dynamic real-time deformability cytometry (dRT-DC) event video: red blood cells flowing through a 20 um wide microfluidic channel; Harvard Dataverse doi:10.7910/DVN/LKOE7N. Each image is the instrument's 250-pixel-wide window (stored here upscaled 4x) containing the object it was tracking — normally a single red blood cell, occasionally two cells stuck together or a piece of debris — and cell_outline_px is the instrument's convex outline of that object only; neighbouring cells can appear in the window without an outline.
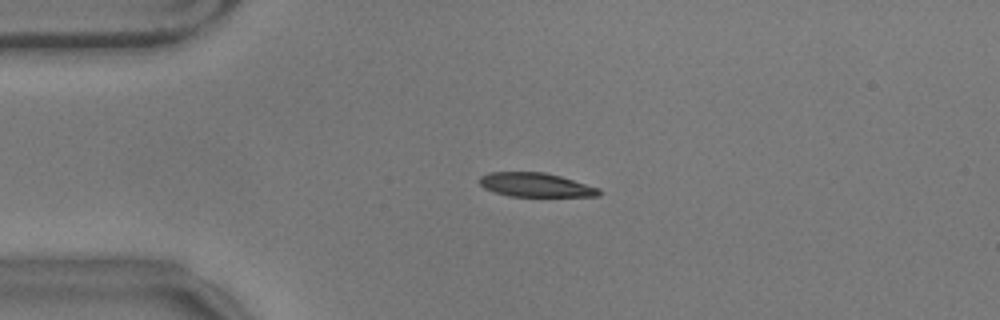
{"species": "common noctule bat (a hibernating species)", "species_latin": "Nyctalus noctula", "temperature_condition": "warm", "stored_images_in_passage": 57, "camera_frame_rate_fps": 3000, "um_per_image_px": 0.085, "animal": {"sex": "male", "body_mass_g": 17.9}, "frame": {"image": 1, "passage_image": 13, "time_ms": 4.0, "image_size_px": [1000, 320], "cell_outline_px": [[600, 196], [508, 196], [484, 188], [480, 184], [480, 176], [488, 172], [544, 172], [560, 176], [600, 188]], "centroid_in_image_um": [45.52, 15.71], "position_along_channel_um": 39.5, "area_um2": 16.59}}
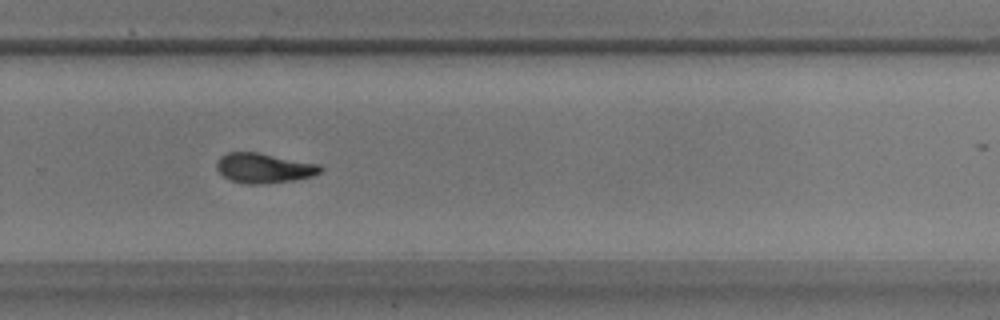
{"frame": {"image": 2, "passage_image": 38, "time_ms": 12.333, "image_size_px": [1000, 320], "cell_outline_px": [[324, 168], [320, 172], [312, 176], [292, 180], [268, 184], [248, 184], [232, 180], [224, 176], [216, 168], [216, 164], [220, 156], [228, 152], [256, 152], [320, 164]], "centroid_in_image_um": [22.44, 14.28], "position_along_channel_um": 307.4, "area_um2": 17.98}}
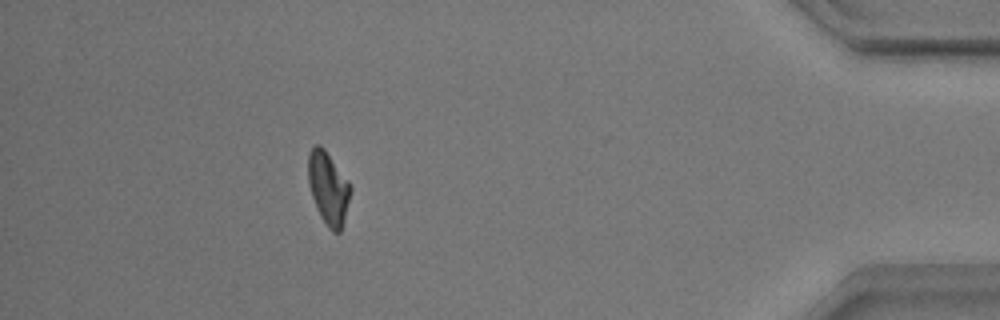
{"frame": {"image": 3, "passage_image": 51, "time_ms": 16.667, "image_size_px": [1000, 320], "cell_outline_px": [[352, 188], [344, 220], [340, 232], [332, 232], [328, 228], [320, 216], [316, 208], [308, 184], [308, 152], [316, 144], [320, 144], [324, 148], [348, 180]], "centroid_in_image_um": [27.89, 15.98], "position_along_channel_um": 407.3, "area_um2": 17.98}, "authors_computed_cell_mechanics": {"area_um2": 17.8024, "velocity_mm_per_s": 3.5267, "shape_relaxation_time_tau1_ms": 7.665, "shape_relaxation_time_tau2_ms": 5.3786, "deformation_change_tau1": 0.1977, "deformation_change_tau2": 0.1229}}